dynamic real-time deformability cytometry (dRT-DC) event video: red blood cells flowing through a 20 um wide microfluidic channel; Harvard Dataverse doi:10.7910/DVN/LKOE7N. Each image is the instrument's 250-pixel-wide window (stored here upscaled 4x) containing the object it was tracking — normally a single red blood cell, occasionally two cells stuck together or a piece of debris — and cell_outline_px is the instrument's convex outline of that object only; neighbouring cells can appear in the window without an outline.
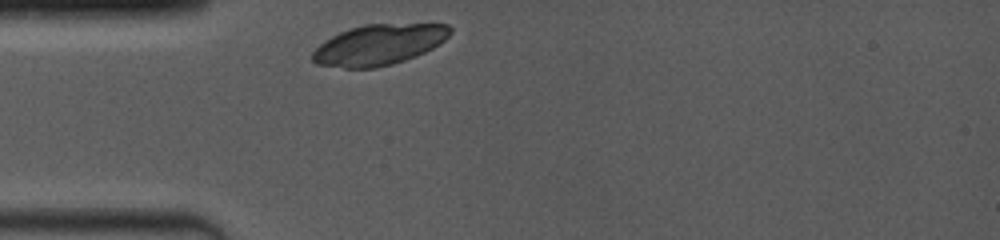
{"species": "common noctule bat (a hibernating species)", "species_latin": "Nyctalus noctula", "temperature_condition": "room temperature", "stored_images_in_passage": 15, "camera_frame_rate_fps": 4000, "um_per_image_px": 0.085, "animal": {"sex": "female", "body_mass_g": 19.0, "forearm_length_mm": 53.3}, "frame": {"image": 1, "passage_image": 1, "time_ms": 0.0, "image_size_px": [1000, 240], "cell_outline_px": [[452, 32], [440, 44], [416, 56], [392, 64], [376, 68], [344, 68], [316, 64], [312, 60], [312, 52], [324, 40], [348, 28], [364, 24], [448, 24], [452, 28]], "centroid_in_image_um": [32.2, 3.8], "position_along_channel_um": 52.8, "area_um2": 32.66}}